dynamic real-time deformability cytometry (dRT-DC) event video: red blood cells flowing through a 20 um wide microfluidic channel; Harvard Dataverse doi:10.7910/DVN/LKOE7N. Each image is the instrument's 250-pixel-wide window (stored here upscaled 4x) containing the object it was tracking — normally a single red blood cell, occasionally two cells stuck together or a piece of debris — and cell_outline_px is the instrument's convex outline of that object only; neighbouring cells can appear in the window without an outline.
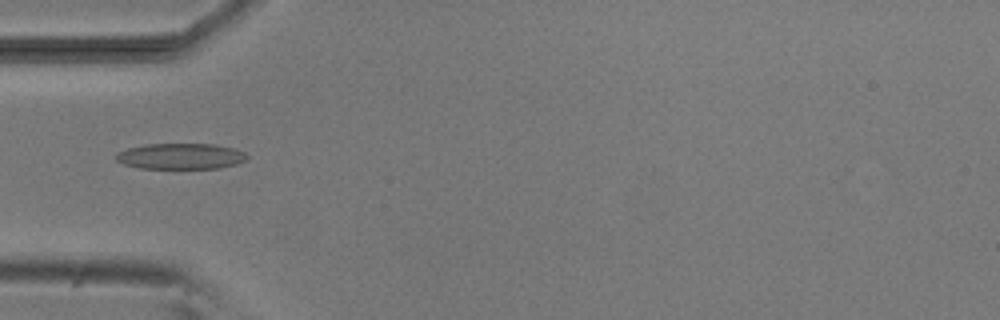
{"species": "common noctule bat (a hibernating species)", "species_latin": "Nyctalus noctula", "temperature_condition": "room temperature", "stored_images_in_passage": 5, "camera_frame_rate_fps": 3000, "um_per_image_px": 0.085, "animal": {"sex": "male", "body_mass_g": 20.5, "forearm_length_mm": 52.5}, "frame": {"image": 1, "passage_image": 5, "time_ms": 4.333, "image_size_px": [1000, 320], "cell_outline_px": [[248, 156], [244, 160], [236, 164], [220, 168], [140, 168], [124, 164], [116, 160], [112, 156], [116, 152], [128, 148], [148, 144], [216, 144], [232, 148], [244, 152]], "centroid_in_image_um": [15.31, 13.28], "position_along_channel_um": 69.7, "area_um2": 19.71}}